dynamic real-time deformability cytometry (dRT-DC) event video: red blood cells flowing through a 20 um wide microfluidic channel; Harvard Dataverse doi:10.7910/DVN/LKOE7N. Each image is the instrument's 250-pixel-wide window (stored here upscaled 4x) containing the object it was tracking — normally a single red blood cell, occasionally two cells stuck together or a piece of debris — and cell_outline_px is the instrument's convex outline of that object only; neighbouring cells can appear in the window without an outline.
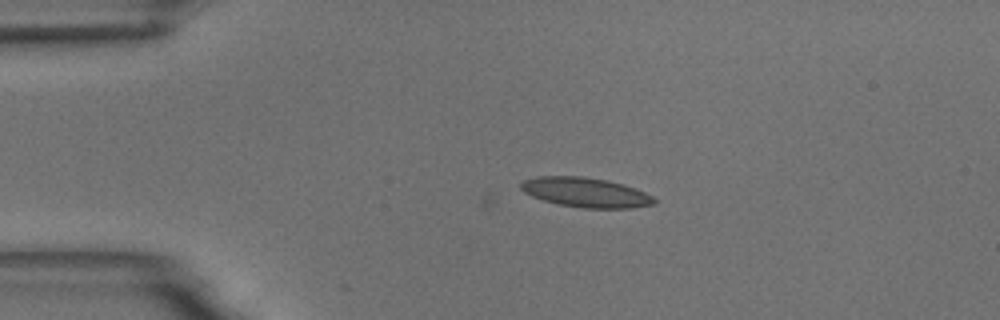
{"species": "common noctule bat (a hibernating species)", "species_latin": "Nyctalus noctula", "temperature_condition": "room temperature", "stored_images_in_passage": 5, "camera_frame_rate_fps": 3000, "um_per_image_px": 0.085, "animal": {"sex": "male", "body_mass_g": 18.8}, "frame": {"image": 1, "passage_image": 1, "time_ms": 0.0, "image_size_px": [1000, 320], "cell_outline_px": [[656, 204], [632, 208], [584, 208], [560, 204], [544, 200], [532, 196], [524, 192], [520, 188], [520, 184], [524, 180], [536, 176], [584, 176], [608, 180], [624, 184], [644, 192], [652, 196], [656, 200]], "centroid_in_image_um": [49.8, 16.34], "position_along_channel_um": 35.2, "area_um2": 23.06}}